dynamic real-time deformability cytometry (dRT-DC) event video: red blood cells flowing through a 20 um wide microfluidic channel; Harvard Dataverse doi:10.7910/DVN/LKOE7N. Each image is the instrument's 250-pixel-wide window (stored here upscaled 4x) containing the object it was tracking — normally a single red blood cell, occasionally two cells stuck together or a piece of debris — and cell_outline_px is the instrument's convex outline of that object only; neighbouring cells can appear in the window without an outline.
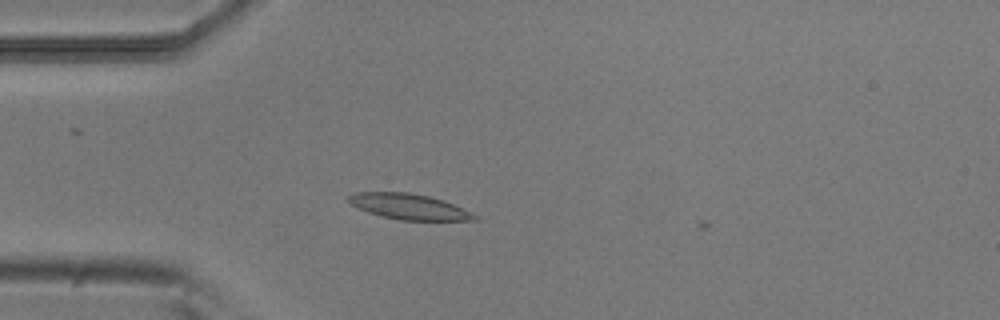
{"species": "common noctule bat (a hibernating species)", "species_latin": "Nyctalus noctula", "temperature_condition": "room temperature", "stored_images_in_passage": 3, "camera_frame_rate_fps": 3000, "um_per_image_px": 0.085, "animal": {"sex": "male", "body_mass_g": 20.5, "forearm_length_mm": 52.5}, "frame": {"image": 1, "passage_image": 2, "time_ms": 0.333, "image_size_px": [1000, 320], "cell_outline_px": [[480, 220], [400, 220], [380, 216], [368, 212], [352, 204], [348, 200], [348, 196], [356, 192], [408, 192], [428, 196], [444, 200], [472, 212]], "centroid_in_image_um": [34.79, 17.56], "position_along_channel_um": 50.2, "area_um2": 18.67}}